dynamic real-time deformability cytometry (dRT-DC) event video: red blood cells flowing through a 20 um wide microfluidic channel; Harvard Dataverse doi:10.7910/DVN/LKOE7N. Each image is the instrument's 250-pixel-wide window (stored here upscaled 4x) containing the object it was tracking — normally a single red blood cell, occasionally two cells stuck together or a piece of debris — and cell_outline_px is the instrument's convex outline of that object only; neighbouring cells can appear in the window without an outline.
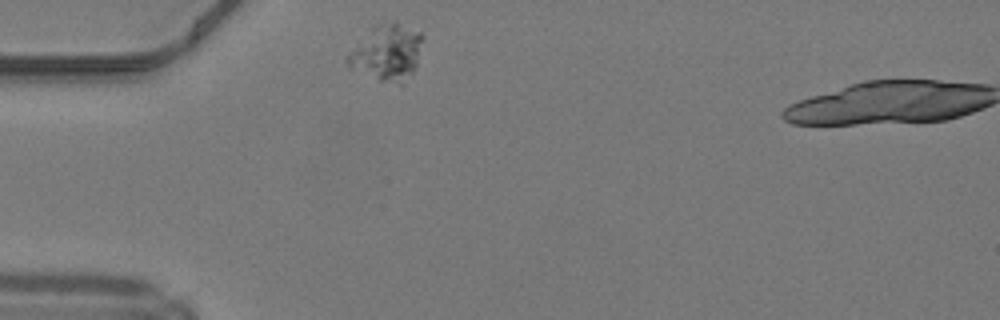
{"species": "common noctule bat (a hibernating species)", "species_latin": "Nyctalus noctula", "temperature_condition": "warm", "stored_images_in_passage": 2, "camera_frame_rate_fps": 3000, "um_per_image_px": 0.085, "animal": {"sex": "male", "body_mass_g": 19.2, "forearm_length_mm": 51.8}, "frame": {"image": 1, "passage_image": 1, "time_ms": 0.0, "image_size_px": [1000, 320], "cell_outline_px": [[424, 40], [416, 68], [400, 84], [380, 80], [348, 68], [344, 60], [344, 56], [372, 24], [392, 20], [396, 20], [420, 32], [424, 36]], "centroid_in_image_um": [32.85, 4.4], "position_along_channel_um": 52.1, "area_um2": 25.37}}